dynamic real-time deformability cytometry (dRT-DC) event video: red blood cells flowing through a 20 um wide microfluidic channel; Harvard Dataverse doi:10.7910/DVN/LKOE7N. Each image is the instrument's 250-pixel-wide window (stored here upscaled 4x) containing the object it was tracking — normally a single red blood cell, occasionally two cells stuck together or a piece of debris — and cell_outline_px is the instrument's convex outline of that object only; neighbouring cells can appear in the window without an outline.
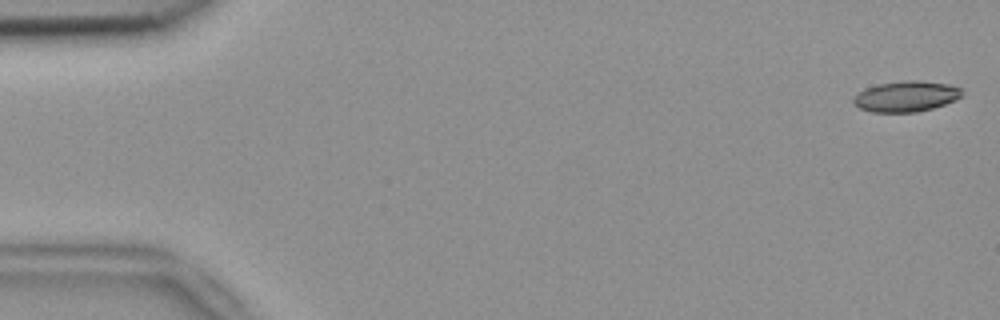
{"species": "common noctule bat (a hibernating species)", "species_latin": "Nyctalus noctula", "temperature_condition": "room temperature", "stored_images_in_passage": 52, "camera_frame_rate_fps": 3000, "um_per_image_px": 0.085, "animal": {"sex": "female", "body_mass_g": 18.4}, "frame": {"image": 1, "passage_image": 2, "time_ms": 0.333, "image_size_px": [1000, 320], "cell_outline_px": [[964, 96], [956, 100], [932, 108], [916, 112], [872, 112], [860, 108], [852, 104], [852, 100], [864, 88], [880, 84], [908, 80], [916, 80], [948, 84], [960, 88]], "centroid_in_image_um": [77.02, 8.2], "position_along_channel_um": 8.0, "area_um2": 19.31}}
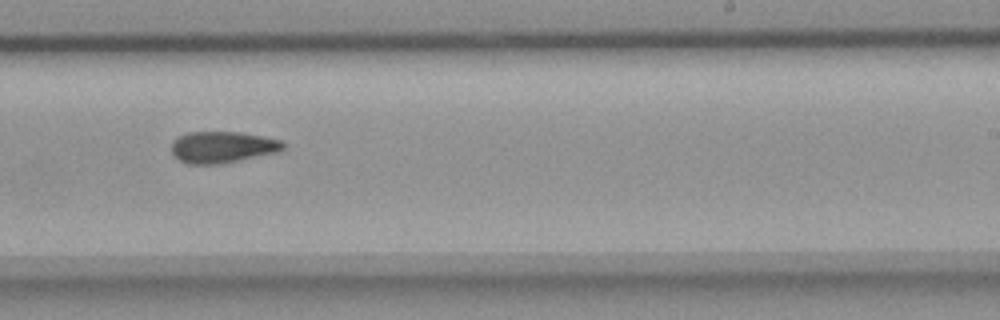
{"frame": {"image": 2, "passage_image": 34, "time_ms": 11.0, "image_size_px": [1000, 320], "cell_outline_px": [[284, 148], [280, 152], [220, 164], [188, 164], [172, 156], [172, 140], [188, 132], [240, 132], [264, 136], [280, 140], [284, 144]], "centroid_in_image_um": [18.91, 12.51], "position_along_channel_um": 270.1, "area_um2": 20.63}}
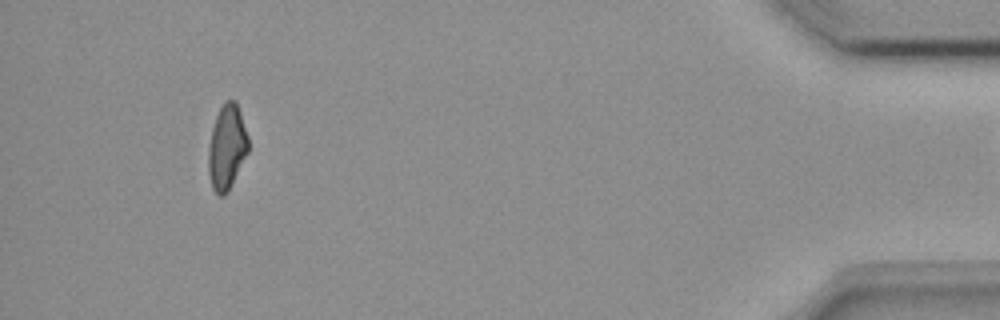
{"frame": {"image": 3, "passage_image": 51, "time_ms": 16.667, "image_size_px": [1000, 320], "cell_outline_px": [[248, 152], [228, 192], [224, 196], [220, 196], [212, 188], [208, 172], [208, 148], [212, 128], [216, 116], [224, 100], [236, 100], [248, 136]], "centroid_in_image_um": [19.28, 12.51], "position_along_channel_um": 415.9, "area_um2": 19.77}}